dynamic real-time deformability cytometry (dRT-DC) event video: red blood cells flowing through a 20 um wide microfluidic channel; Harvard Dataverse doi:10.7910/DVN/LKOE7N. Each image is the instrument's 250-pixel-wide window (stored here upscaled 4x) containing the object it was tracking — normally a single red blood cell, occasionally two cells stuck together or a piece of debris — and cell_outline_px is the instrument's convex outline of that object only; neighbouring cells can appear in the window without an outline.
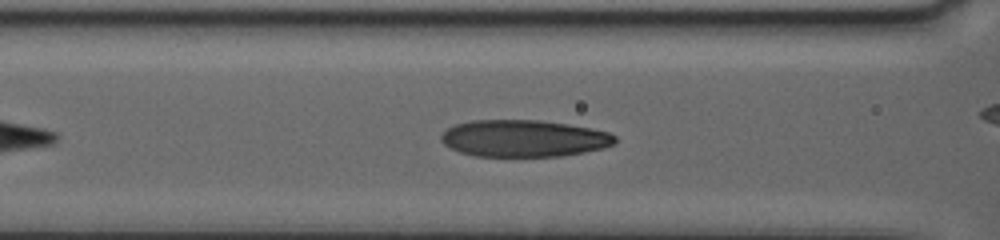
{"species": "human", "species_latin": "Homo sapiens", "temperature_condition": "warm", "stored_images_in_passage": 33, "camera_frame_rate_fps": 3000, "um_per_image_px": 0.085, "donor": {"sex": "female"}, "frame": {"image": 1, "passage_image": 10, "time_ms": 3.0, "image_size_px": [1000, 240], "cell_outline_px": [[616, 144], [604, 148], [584, 152], [560, 156], [472, 156], [460, 152], [444, 144], [440, 140], [440, 136], [448, 128], [456, 124], [472, 120], [536, 120], [592, 128], [608, 132], [616, 136]], "centroid_in_image_um": [44.53, 11.77], "position_along_channel_um": 122.1, "area_um2": 37.34}}
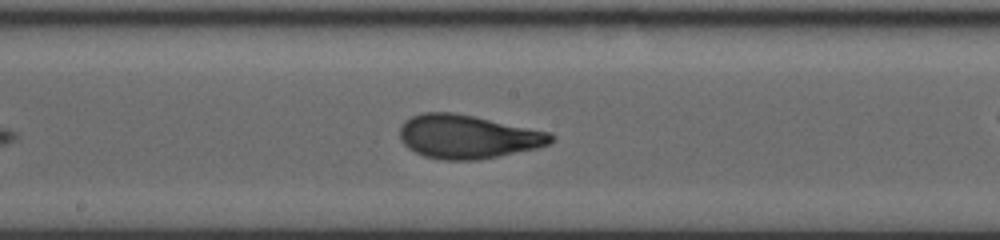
{"frame": {"image": 2, "passage_image": 16, "time_ms": 5.667, "image_size_px": [1000, 240], "cell_outline_px": [[556, 136], [548, 144], [536, 148], [476, 160], [444, 160], [424, 156], [408, 148], [400, 140], [400, 128], [404, 120], [412, 116], [424, 112], [456, 112], [552, 132]], "centroid_in_image_um": [39.75, 11.6], "position_along_channel_um": 208.5, "area_um2": 38.55}}
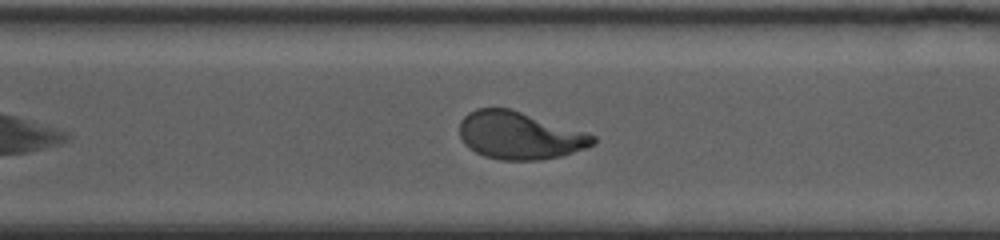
{"frame": {"image": 3, "passage_image": 27, "time_ms": 9.333, "image_size_px": [1000, 240], "cell_outline_px": [[596, 144], [588, 148], [560, 156], [540, 160], [500, 160], [484, 156], [476, 152], [464, 144], [460, 136], [460, 120], [468, 112], [476, 108], [512, 108], [596, 136]], "centroid_in_image_um": [44.16, 11.51], "position_along_channel_um": 326.4, "area_um2": 37.11}}